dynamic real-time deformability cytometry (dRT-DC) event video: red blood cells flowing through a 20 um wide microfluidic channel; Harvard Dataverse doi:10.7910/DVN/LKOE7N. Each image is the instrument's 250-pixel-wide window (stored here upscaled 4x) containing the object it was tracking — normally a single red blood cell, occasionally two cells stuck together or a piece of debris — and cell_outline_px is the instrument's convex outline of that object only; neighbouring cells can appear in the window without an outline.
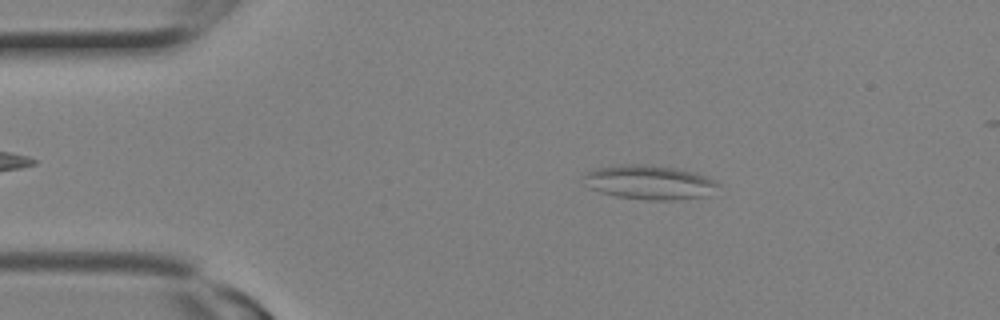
{"species": "Egyptian fruit bat (a non-hibernating species)", "species_latin": "Rousettus aegyptiacus", "temperature_condition": "room temperature", "stored_images_in_passage": 11, "camera_frame_rate_fps": 3000, "um_per_image_px": 0.085, "animal": {"sex": "female"}, "frame": {"image": 1, "passage_image": 4, "time_ms": 1.0, "image_size_px": [1000, 320], "cell_outline_px": [[720, 184], [708, 196], [680, 200], [648, 200], [616, 196], [600, 192], [592, 188], [584, 176], [584, 172], [596, 168], [620, 164], [644, 164], [672, 168], [692, 172], [716, 180]], "centroid_in_image_um": [55.23, 15.5], "position_along_channel_um": 29.8, "area_um2": 26.59}}
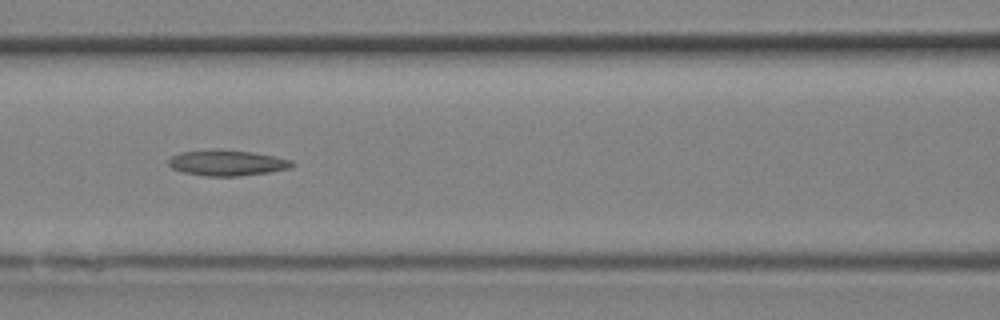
{"frame": {"image": 2, "passage_image": 10, "time_ms": 3.0, "image_size_px": [1000, 320], "cell_outline_px": [[296, 164], [292, 168], [268, 172], [240, 176], [204, 176], [184, 172], [172, 168], [168, 164], [168, 160], [172, 156], [180, 152], [252, 152], [292, 160]], "centroid_in_image_um": [19.35, 13.89], "position_along_channel_um": 147.2, "area_um2": 17.63}}